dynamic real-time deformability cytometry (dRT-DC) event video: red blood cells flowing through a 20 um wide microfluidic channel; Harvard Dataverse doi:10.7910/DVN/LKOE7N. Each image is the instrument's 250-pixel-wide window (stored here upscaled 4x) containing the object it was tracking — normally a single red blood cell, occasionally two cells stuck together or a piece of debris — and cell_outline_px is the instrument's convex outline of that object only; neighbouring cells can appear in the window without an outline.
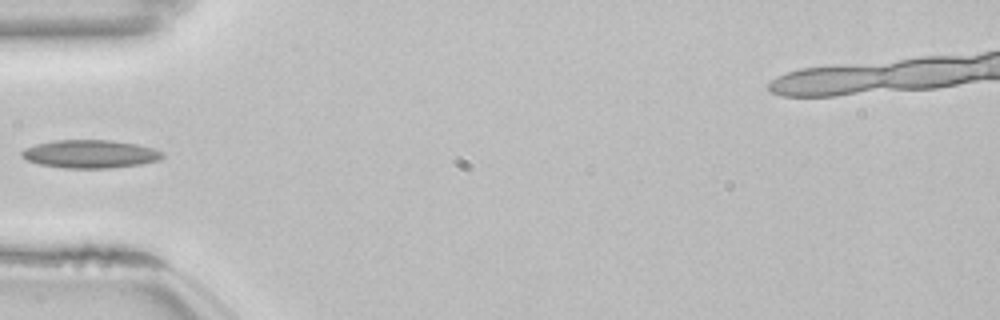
{"species": "common noctule bat (a hibernating species)", "species_latin": "Nyctalus noctula", "temperature_condition": "room temperature", "stored_images_in_passage": 37, "camera_frame_rate_fps": 3000, "um_per_image_px": 0.085, "animal": {"sex": "female", "body_mass_g": 22.7, "forearm_length_mm": 54.2}, "frame": {"image": 1, "passage_image": 1, "time_ms": 0.0, "image_size_px": [1000, 320], "cell_outline_px": [[164, 156], [160, 160], [140, 164], [112, 168], [64, 168], [40, 164], [28, 160], [20, 156], [20, 152], [24, 148], [36, 144], [56, 140], [112, 140], [136, 144], [152, 148], [164, 152]], "centroid_in_image_um": [7.67, 13.09], "position_along_channel_um": 77.3, "area_um2": 23.12}}